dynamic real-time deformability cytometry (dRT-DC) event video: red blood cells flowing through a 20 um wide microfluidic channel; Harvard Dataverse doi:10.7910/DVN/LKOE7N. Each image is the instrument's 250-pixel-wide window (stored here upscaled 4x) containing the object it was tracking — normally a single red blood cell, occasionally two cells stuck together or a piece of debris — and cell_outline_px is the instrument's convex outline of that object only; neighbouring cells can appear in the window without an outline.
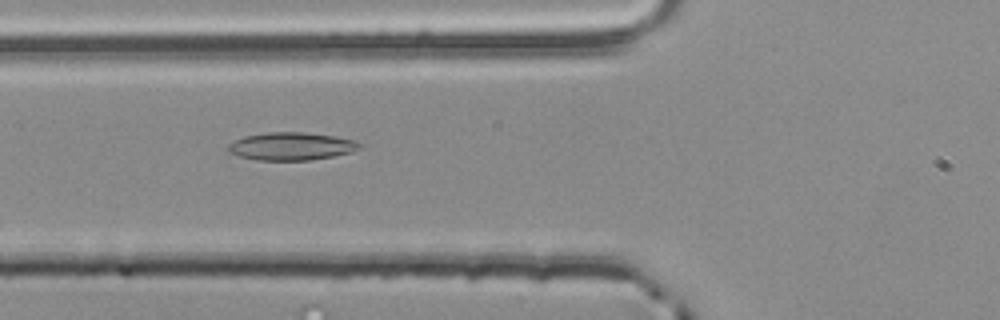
{"species": "common noctule bat (a hibernating species)", "species_latin": "Nyctalus noctula", "temperature_condition": "room temperature", "stored_images_in_passage": 37, "camera_frame_rate_fps": 3000, "um_per_image_px": 0.085, "animal": {"sex": "male", "body_mass_g": 20.4}, "frame": {"image": 1, "passage_image": 3, "time_ms": 0.667, "image_size_px": [1000, 320], "cell_outline_px": [[364, 148], [332, 156], [308, 160], [256, 160], [240, 156], [228, 152], [228, 144], [244, 136], [268, 132], [304, 132], [336, 136], [352, 140], [364, 144]], "centroid_in_image_um": [24.78, 12.42], "position_along_channel_um": 101.0, "area_um2": 21.27}}
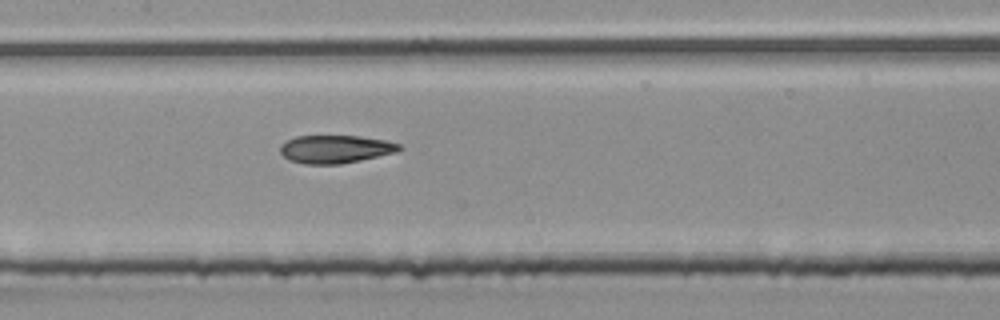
{"frame": {"image": 2, "passage_image": 9, "time_ms": 2.667, "image_size_px": [1000, 320], "cell_outline_px": [[404, 148], [396, 152], [360, 160], [340, 164], [304, 164], [288, 160], [280, 152], [280, 144], [296, 136], [360, 136], [384, 140], [400, 144]], "centroid_in_image_um": [28.49, 12.68], "position_along_channel_um": 178.9, "area_um2": 19.42}}
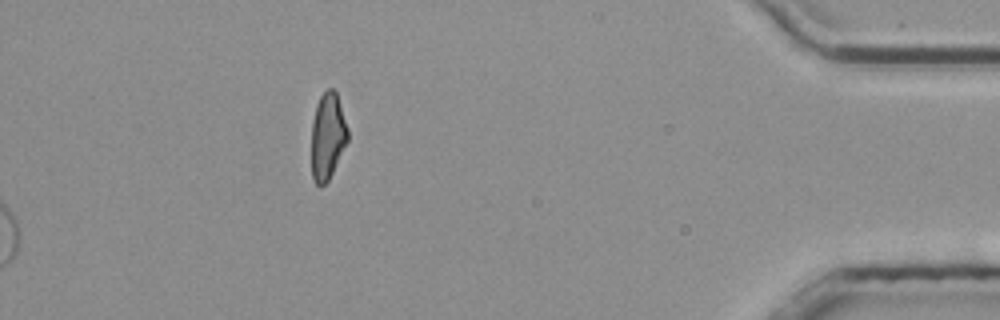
{"frame": {"image": 3, "passage_image": 31, "time_ms": 10.0, "image_size_px": [1000, 320], "cell_outline_px": [[348, 140], [328, 180], [324, 184], [316, 184], [312, 180], [312, 120], [316, 104], [320, 96], [328, 88], [332, 88], [336, 92], [348, 128]], "centroid_in_image_um": [27.84, 11.55], "position_along_channel_um": 407.4, "area_um2": 18.15}}